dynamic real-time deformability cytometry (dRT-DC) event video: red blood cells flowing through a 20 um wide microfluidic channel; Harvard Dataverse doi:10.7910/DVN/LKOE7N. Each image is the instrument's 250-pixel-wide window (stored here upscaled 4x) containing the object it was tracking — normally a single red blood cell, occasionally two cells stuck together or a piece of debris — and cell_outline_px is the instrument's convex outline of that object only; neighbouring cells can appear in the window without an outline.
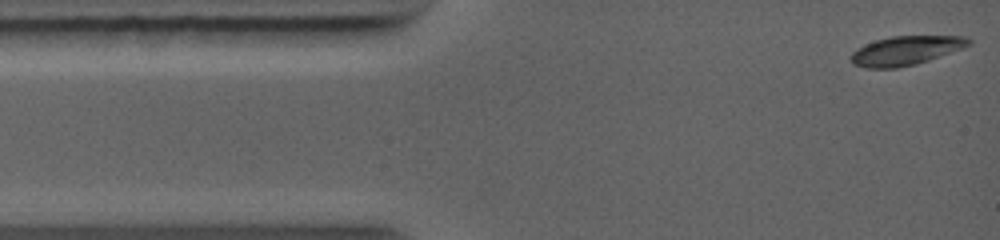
{"species": "common noctule bat (a hibernating species)", "species_latin": "Nyctalus noctula", "temperature_condition": "warm", "stored_images_in_passage": 6, "camera_frame_rate_fps": 5000, "um_per_image_px": 0.085, "animal": {"sex": "female", "body_mass_g": 19.0, "forearm_length_mm": 56.7}, "frame": {"image": 1, "passage_image": 1, "time_ms": 0.0, "image_size_px": [1000, 240], "cell_outline_px": [[972, 44], [928, 60], [916, 64], [896, 68], [864, 68], [852, 64], [848, 56], [856, 48], [864, 44], [876, 40], [892, 36], [964, 36], [972, 40]], "centroid_in_image_um": [76.92, 4.3], "position_along_channel_um": 8.1, "area_um2": 20.0}}